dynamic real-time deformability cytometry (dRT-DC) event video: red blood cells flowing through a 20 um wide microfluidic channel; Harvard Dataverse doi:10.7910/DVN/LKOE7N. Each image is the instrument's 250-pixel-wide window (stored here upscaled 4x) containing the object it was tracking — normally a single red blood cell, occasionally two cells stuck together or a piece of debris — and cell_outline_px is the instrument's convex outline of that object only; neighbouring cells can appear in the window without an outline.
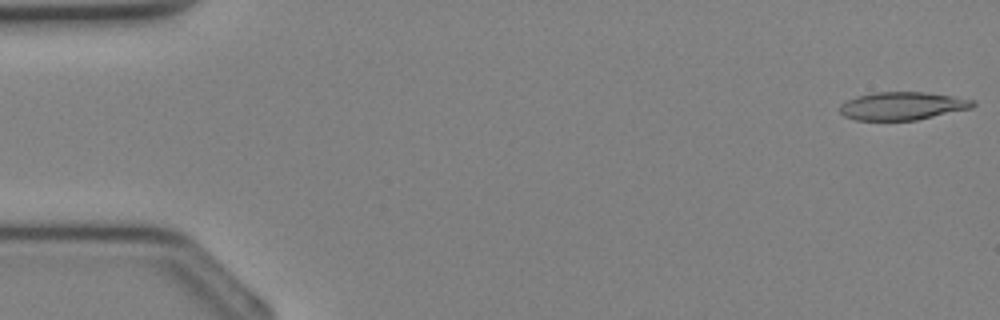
{"species": "Egyptian fruit bat (a non-hibernating species)", "species_latin": "Rousettus aegyptiacus", "temperature_condition": "cold", "stored_images_in_passage": 36, "camera_frame_rate_fps": 3000, "um_per_image_px": 0.085, "animal": {"sex": "female"}, "frame": {"image": 1, "passage_image": 1, "time_ms": 0.0, "image_size_px": [1000, 320], "cell_outline_px": [[976, 104], [972, 108], [916, 120], [856, 120], [844, 116], [840, 112], [840, 104], [848, 100], [860, 96], [876, 92], [924, 92], [952, 96], [976, 100]], "centroid_in_image_um": [76.73, 9.01], "position_along_channel_um": 8.3, "area_um2": 21.56}}
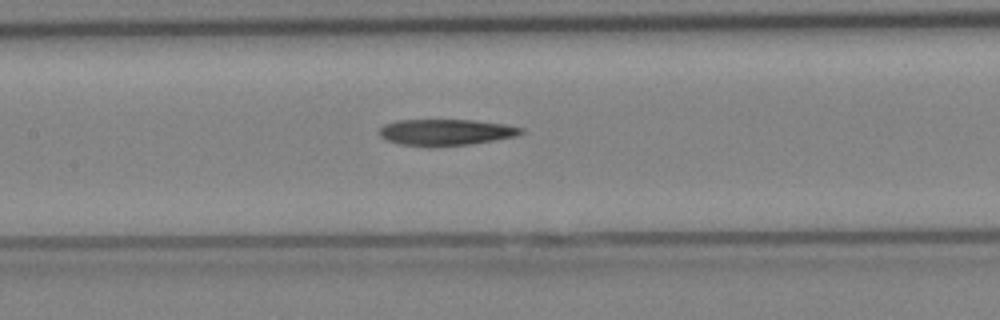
{"frame": {"image": 2, "passage_image": 17, "time_ms": 5.333, "image_size_px": [1000, 320], "cell_outline_px": [[524, 132], [516, 136], [472, 144], [432, 148], [428, 148], [400, 144], [384, 140], [380, 136], [380, 128], [384, 124], [396, 120], [472, 120], [504, 124], [524, 128]], "centroid_in_image_um": [37.86, 11.26], "position_along_channel_um": 169.5, "area_um2": 22.14}}
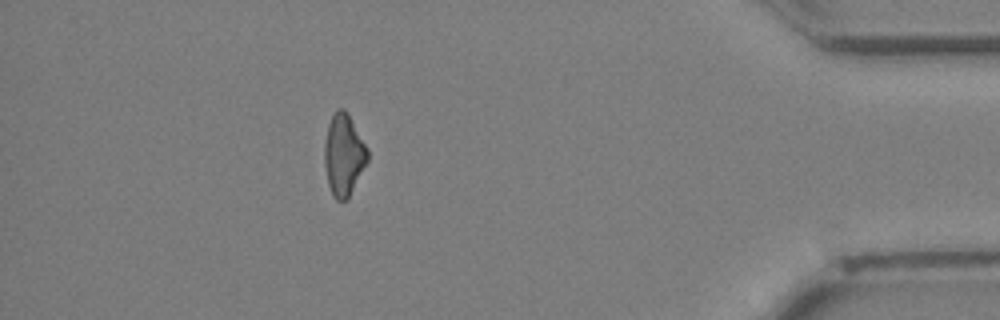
{"frame": {"image": 3, "passage_image": 32, "time_ms": 10.333, "image_size_px": [1000, 320], "cell_outline_px": [[368, 160], [348, 196], [344, 200], [336, 200], [332, 196], [328, 184], [324, 164], [324, 144], [328, 124], [336, 108], [344, 108], [348, 112], [368, 148]], "centroid_in_image_um": [29.2, 13.11], "position_along_channel_um": 406.0, "area_um2": 20.46}}